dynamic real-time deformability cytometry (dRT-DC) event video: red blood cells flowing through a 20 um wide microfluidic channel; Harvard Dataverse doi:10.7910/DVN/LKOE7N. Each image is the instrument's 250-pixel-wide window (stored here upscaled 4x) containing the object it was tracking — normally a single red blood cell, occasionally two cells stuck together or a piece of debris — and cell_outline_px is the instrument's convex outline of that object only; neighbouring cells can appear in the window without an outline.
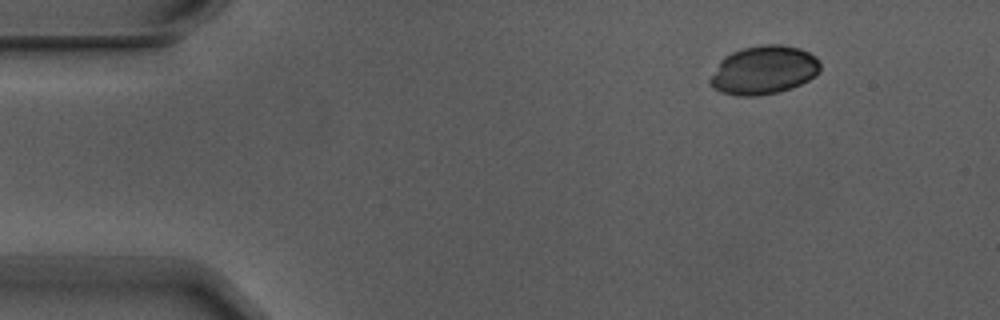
{"species": "Egyptian fruit bat (a non-hibernating species)", "species_latin": "Rousettus aegyptiacus", "temperature_condition": "warm", "stored_images_in_passage": 6, "segment_of_instrument_passage": [2, 2], "camera_frame_rate_fps": 3000, "um_per_image_px": 0.085, "animal": {"sex": "male"}, "frame": {"image": 1, "passage_image": 6, "time_ms": 1.667, "image_size_px": [1000, 320], "cell_outline_px": [[820, 72], [816, 76], [792, 88], [780, 92], [756, 96], [736, 96], [720, 92], [712, 88], [708, 80], [720, 60], [724, 56], [740, 48], [764, 44], [780, 44], [800, 48], [816, 56], [820, 64]], "centroid_in_image_um": [64.9, 5.96], "position_along_channel_um": 20.1, "area_um2": 31.62}}